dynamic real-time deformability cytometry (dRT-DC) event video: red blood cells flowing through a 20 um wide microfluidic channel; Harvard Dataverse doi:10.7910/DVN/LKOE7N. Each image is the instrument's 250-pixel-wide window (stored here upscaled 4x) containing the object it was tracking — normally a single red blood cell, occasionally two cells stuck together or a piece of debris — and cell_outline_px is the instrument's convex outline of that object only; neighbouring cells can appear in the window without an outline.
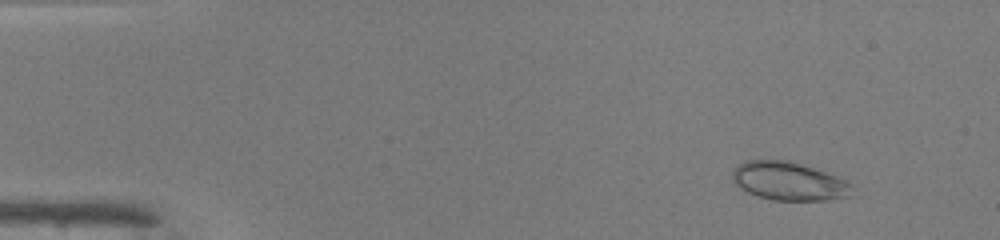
{"species": "common noctule bat (a hibernating species)", "species_latin": "Nyctalus noctula", "temperature_condition": "warm", "stored_images_in_passage": 47, "camera_frame_rate_fps": 3000, "um_per_image_px": 0.085, "animal": {"sex": "male", "body_mass_g": 19.0, "forearm_length_mm": 50.8}, "frame": {"image": 1, "passage_image": 3, "time_ms": 0.667, "image_size_px": [1000, 240], "cell_outline_px": [[852, 184], [848, 196], [824, 200], [772, 200], [748, 192], [740, 188], [732, 180], [732, 172], [736, 164], [744, 160], [792, 160], [848, 180]], "centroid_in_image_um": [67.01, 15.37], "position_along_channel_um": 18.0, "area_um2": 26.82}}
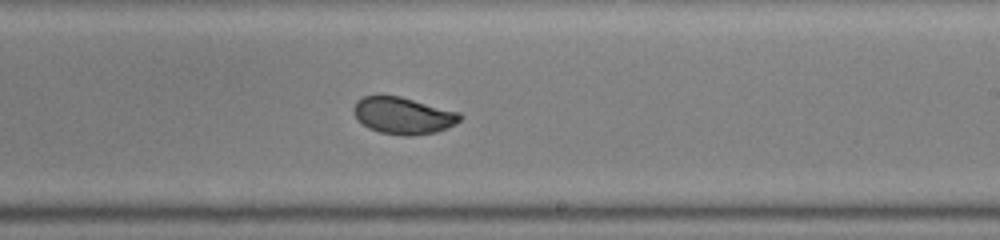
{"frame": {"image": 2, "passage_image": 28, "time_ms": 9.0, "image_size_px": [1000, 240], "cell_outline_px": [[464, 116], [456, 124], [436, 132], [412, 136], [404, 136], [380, 132], [368, 128], [356, 116], [352, 108], [356, 100], [364, 96], [400, 96], [460, 112]], "centroid_in_image_um": [34.3, 9.83], "position_along_channel_um": 254.7, "area_um2": 22.83}}
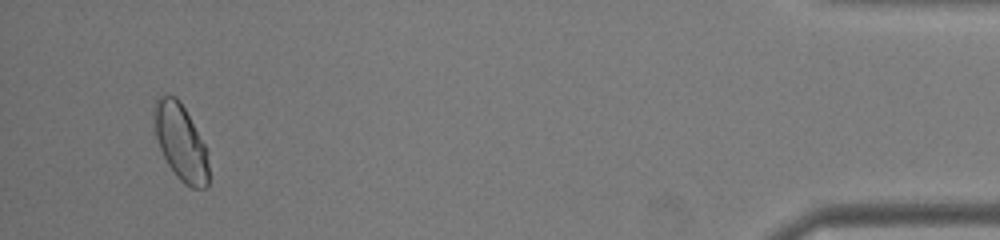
{"frame": {"image": 3, "passage_image": 45, "time_ms": 14.667, "image_size_px": [1000, 240], "cell_outline_px": [[208, 184], [204, 188], [192, 188], [184, 184], [176, 176], [168, 164], [160, 148], [156, 136], [152, 108], [156, 100], [160, 96], [176, 96], [180, 100], [204, 144], [208, 152]], "centroid_in_image_um": [15.35, 12.09], "position_along_channel_um": 419.8, "area_um2": 24.1}}